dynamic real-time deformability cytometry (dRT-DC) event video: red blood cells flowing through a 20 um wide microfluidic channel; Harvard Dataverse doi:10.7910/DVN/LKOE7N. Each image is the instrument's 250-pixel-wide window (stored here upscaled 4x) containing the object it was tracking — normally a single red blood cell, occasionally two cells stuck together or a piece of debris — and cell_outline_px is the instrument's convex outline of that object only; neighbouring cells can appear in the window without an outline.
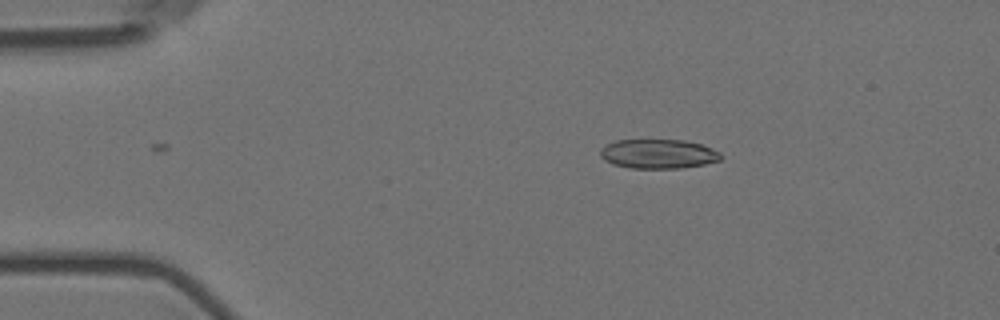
{"species": "Egyptian fruit bat (a non-hibernating species)", "species_latin": "Rousettus aegyptiacus", "temperature_condition": "room temperature", "stored_images_in_passage": 11, "camera_frame_rate_fps": 3000, "um_per_image_px": 0.085, "animal": {"sex": "female"}, "frame": {"image": 1, "passage_image": 10, "time_ms": 3.0, "image_size_px": [1000, 320], "cell_outline_px": [[720, 160], [704, 164], [680, 168], [632, 168], [612, 164], [604, 160], [600, 156], [600, 148], [616, 140], [684, 140], [700, 144], [720, 152]], "centroid_in_image_um": [55.91, 13.08], "position_along_channel_um": 29.1, "area_um2": 20.46}}